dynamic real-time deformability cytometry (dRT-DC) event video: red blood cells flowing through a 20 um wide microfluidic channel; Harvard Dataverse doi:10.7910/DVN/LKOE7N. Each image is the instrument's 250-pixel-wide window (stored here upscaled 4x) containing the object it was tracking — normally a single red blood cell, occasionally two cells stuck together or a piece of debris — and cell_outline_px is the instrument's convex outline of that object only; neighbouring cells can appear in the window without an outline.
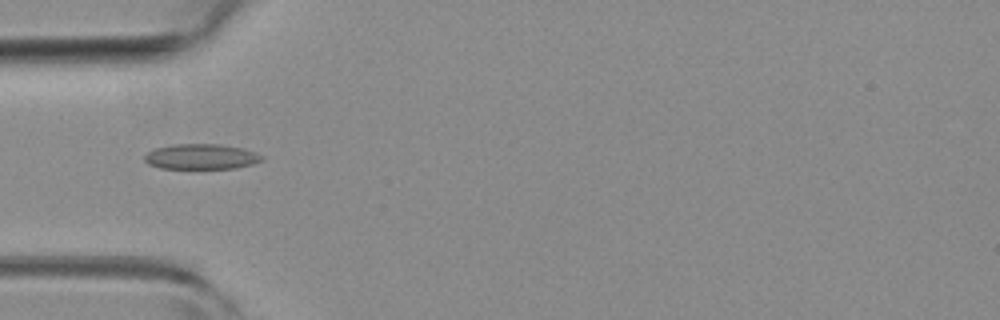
{"species": "common noctule bat (a hibernating species)", "species_latin": "Nyctalus noctula", "temperature_condition": "room temperature", "stored_images_in_passage": 6, "camera_frame_rate_fps": 3000, "um_per_image_px": 0.085, "animal": {"sex": "female", "body_mass_g": 19.3, "forearm_length_mm": 54.1}, "frame": {"image": 1, "passage_image": 3, "time_ms": 0.667, "image_size_px": [1000, 320], "cell_outline_px": [[264, 160], [252, 164], [236, 168], [160, 168], [148, 164], [144, 160], [144, 156], [148, 152], [156, 148], [172, 144], [220, 144], [244, 148], [256, 152], [264, 156]], "centroid_in_image_um": [17.13, 13.31], "position_along_channel_um": 67.9, "area_um2": 17.4}}